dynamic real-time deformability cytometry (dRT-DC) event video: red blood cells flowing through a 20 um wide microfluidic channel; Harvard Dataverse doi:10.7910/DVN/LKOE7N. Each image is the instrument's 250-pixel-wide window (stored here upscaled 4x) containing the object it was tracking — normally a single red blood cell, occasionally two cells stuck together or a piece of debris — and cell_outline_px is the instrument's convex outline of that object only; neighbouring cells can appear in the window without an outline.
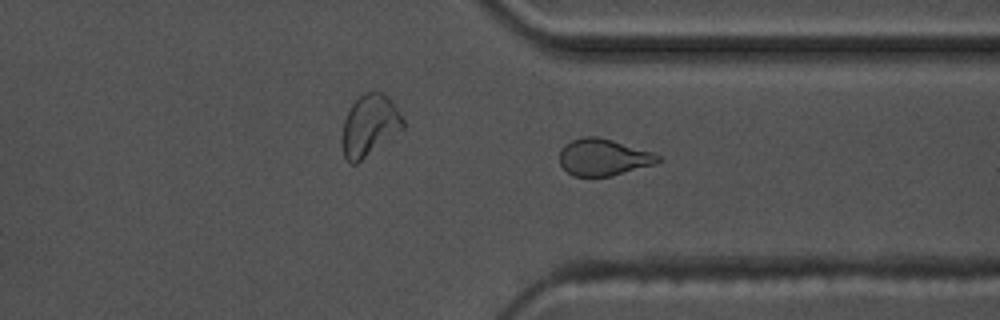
{"species": "common noctule bat (a hibernating species)", "species_latin": "Nyctalus noctula", "temperature_condition": "warm", "stored_images_in_passage": 49, "camera_frame_rate_fps": 3000, "um_per_image_px": 0.085, "animal": {"sex": "male", "body_mass_g": 17.5, "forearm_length_mm": 52.3}, "frame": {"image": 1, "passage_image": 42, "time_ms": 13.667, "image_size_px": [1000, 320], "cell_outline_px": [[660, 160], [656, 164], [612, 176], [572, 176], [560, 164], [560, 152], [564, 144], [572, 140], [584, 136], [596, 136], [612, 140], [656, 152], [660, 156]], "centroid_in_image_um": [51.32, 13.36], "position_along_channel_um": 360.1, "area_um2": 21.27}}